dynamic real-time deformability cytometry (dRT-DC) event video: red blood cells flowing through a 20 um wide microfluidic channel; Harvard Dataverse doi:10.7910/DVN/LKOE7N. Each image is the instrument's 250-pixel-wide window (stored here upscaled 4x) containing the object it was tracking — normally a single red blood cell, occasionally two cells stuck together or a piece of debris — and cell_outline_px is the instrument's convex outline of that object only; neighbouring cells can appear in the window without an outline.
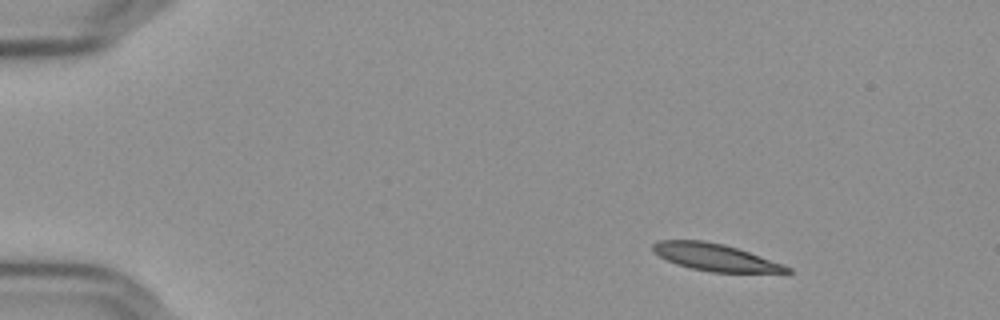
{"species": "Egyptian fruit bat (a non-hibernating species)", "species_latin": "Rousettus aegyptiacus", "temperature_condition": "cold", "stored_images_in_passage": 50, "camera_frame_rate_fps": 3000, "um_per_image_px": 0.085, "frame": {"image": 1, "passage_image": 1, "time_ms": 0.0, "image_size_px": [1000, 320], "cell_outline_px": [[792, 272], [712, 272], [692, 268], [676, 264], [652, 252], [652, 244], [660, 240], [704, 240], [724, 244], [784, 264], [792, 268]], "centroid_in_image_um": [60.77, 21.86], "position_along_channel_um": 24.2, "area_um2": 20.98}}
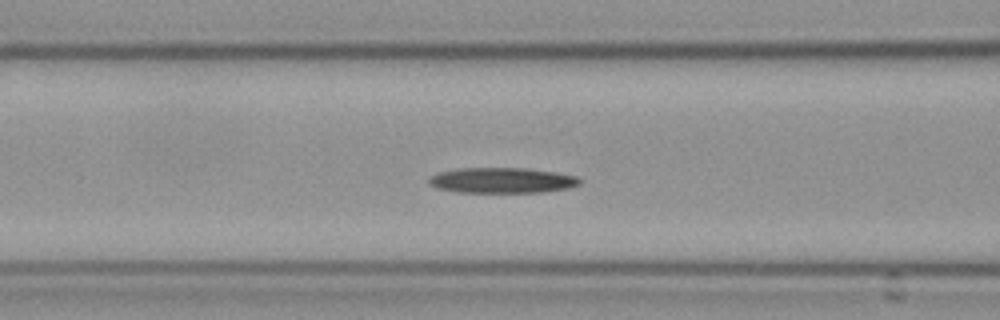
{"frame": {"image": 2, "passage_image": 17, "time_ms": 5.333, "image_size_px": [1000, 320], "cell_outline_px": [[584, 180], [580, 184], [568, 188], [544, 192], [460, 192], [436, 188], [428, 184], [428, 176], [436, 172], [456, 168], [528, 168], [556, 172], [576, 176]], "centroid_in_image_um": [42.65, 15.32], "position_along_channel_um": 124.0, "area_um2": 22.72}}
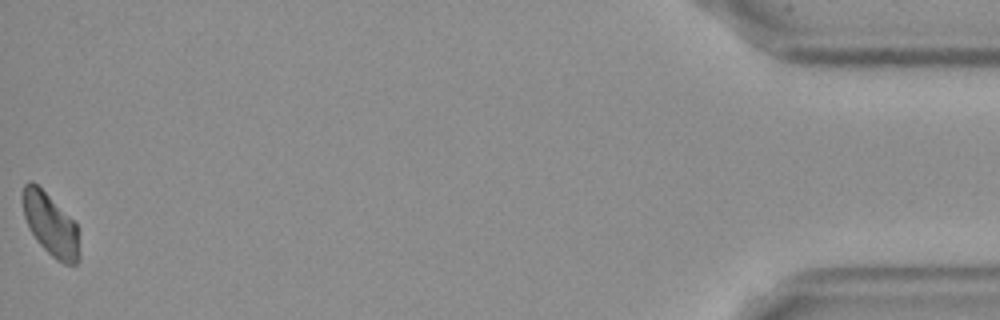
{"frame": {"image": 3, "passage_image": 50, "time_ms": 16.333, "image_size_px": [1000, 320], "cell_outline_px": [[80, 260], [76, 264], [64, 264], [56, 260], [36, 240], [28, 228], [24, 216], [20, 196], [24, 184], [28, 180], [32, 180], [76, 224], [80, 256]], "centroid_in_image_um": [4.25, 19.1], "position_along_channel_um": 431.0, "area_um2": 20.52}, "authors_computed_cell_mechanics": {"area_um2": 22.4842, "velocity_mm_per_s": 3.5891, "shape_relaxation_time_tau1_ms": 8.7087, "shape_relaxation_time_tau2_ms": 9.6631, "deformation_change_tau1": 0.1646, "deformation_change_tau2": 0.1602}}